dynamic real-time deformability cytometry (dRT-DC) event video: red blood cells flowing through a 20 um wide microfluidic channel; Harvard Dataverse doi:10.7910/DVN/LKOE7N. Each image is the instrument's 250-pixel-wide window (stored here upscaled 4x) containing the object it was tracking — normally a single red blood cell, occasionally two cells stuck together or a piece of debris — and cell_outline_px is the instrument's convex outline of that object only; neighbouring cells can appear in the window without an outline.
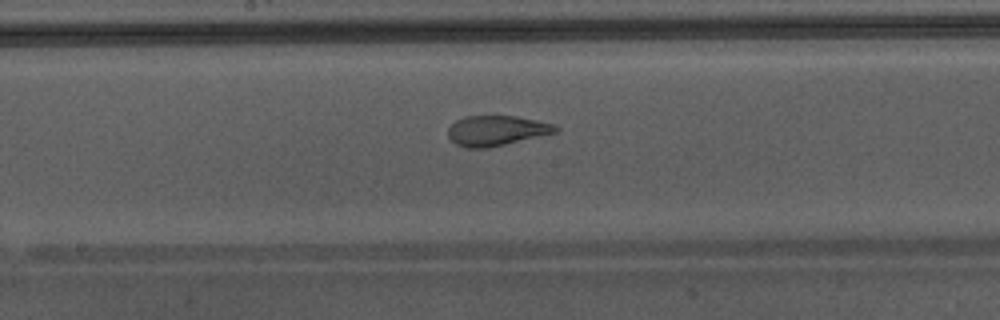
{"species": "Egyptian fruit bat (a non-hibernating species)", "species_latin": "Rousettus aegyptiacus", "temperature_condition": "warm", "stored_images_in_passage": 28, "camera_frame_rate_fps": 3000, "um_per_image_px": 0.085, "animal": {"sex": "male"}, "frame": {"image": 1, "passage_image": 13, "time_ms": 4.0, "image_size_px": [1000, 320], "cell_outline_px": [[560, 128], [556, 132], [488, 148], [468, 148], [456, 144], [448, 136], [448, 128], [456, 120], [464, 116], [516, 116], [536, 120], [552, 124]], "centroid_in_image_um": [42.17, 11.1], "position_along_channel_um": 206.0, "area_um2": 18.67}}
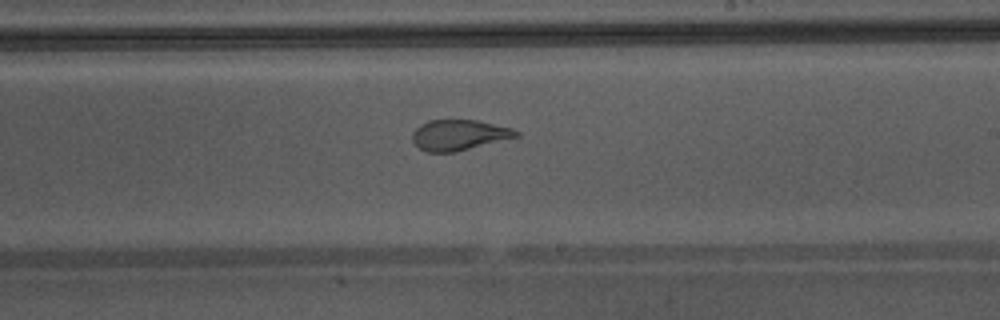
{"frame": {"image": 2, "passage_image": 16, "time_ms": 5.0, "image_size_px": [1000, 320], "cell_outline_px": [[520, 136], [456, 152], [428, 152], [420, 148], [412, 140], [412, 132], [420, 124], [428, 120], [476, 120], [512, 128], [520, 132]], "centroid_in_image_um": [39.02, 11.47], "position_along_channel_um": 250.0, "area_um2": 18.5}, "authors_computed_cell_mechanics": {"area_um2": 19.8254, "velocity_mm_per_s": 4.4137, "shape_relaxation_time_tau1_ms": null, "shape_relaxation_time_tau2_ms": 0.8056, "deformation_change_tau1": null, "deformation_change_tau2": 0.0819}}